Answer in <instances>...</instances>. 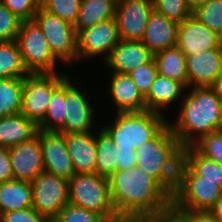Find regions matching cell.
<instances>
[{"label": "cell", "mask_w": 222, "mask_h": 222, "mask_svg": "<svg viewBox=\"0 0 222 222\" xmlns=\"http://www.w3.org/2000/svg\"><path fill=\"white\" fill-rule=\"evenodd\" d=\"M191 89L184 98L177 122H169L183 148L193 146L205 135L222 130V97L212 86Z\"/></svg>", "instance_id": "cell-2"}, {"label": "cell", "mask_w": 222, "mask_h": 222, "mask_svg": "<svg viewBox=\"0 0 222 222\" xmlns=\"http://www.w3.org/2000/svg\"><path fill=\"white\" fill-rule=\"evenodd\" d=\"M115 123L104 126L115 146L137 150L143 143L151 140L168 121L150 110L117 112Z\"/></svg>", "instance_id": "cell-4"}, {"label": "cell", "mask_w": 222, "mask_h": 222, "mask_svg": "<svg viewBox=\"0 0 222 222\" xmlns=\"http://www.w3.org/2000/svg\"><path fill=\"white\" fill-rule=\"evenodd\" d=\"M65 141L75 174L96 173V136L91 132L65 134Z\"/></svg>", "instance_id": "cell-20"}, {"label": "cell", "mask_w": 222, "mask_h": 222, "mask_svg": "<svg viewBox=\"0 0 222 222\" xmlns=\"http://www.w3.org/2000/svg\"><path fill=\"white\" fill-rule=\"evenodd\" d=\"M137 222H188V210L180 209L173 202Z\"/></svg>", "instance_id": "cell-39"}, {"label": "cell", "mask_w": 222, "mask_h": 222, "mask_svg": "<svg viewBox=\"0 0 222 222\" xmlns=\"http://www.w3.org/2000/svg\"><path fill=\"white\" fill-rule=\"evenodd\" d=\"M24 78L0 79V118L21 113Z\"/></svg>", "instance_id": "cell-28"}, {"label": "cell", "mask_w": 222, "mask_h": 222, "mask_svg": "<svg viewBox=\"0 0 222 222\" xmlns=\"http://www.w3.org/2000/svg\"><path fill=\"white\" fill-rule=\"evenodd\" d=\"M22 20L0 2V42L16 41Z\"/></svg>", "instance_id": "cell-38"}, {"label": "cell", "mask_w": 222, "mask_h": 222, "mask_svg": "<svg viewBox=\"0 0 222 222\" xmlns=\"http://www.w3.org/2000/svg\"><path fill=\"white\" fill-rule=\"evenodd\" d=\"M115 144L109 134L101 128L96 137V173L110 178L118 168Z\"/></svg>", "instance_id": "cell-29"}, {"label": "cell", "mask_w": 222, "mask_h": 222, "mask_svg": "<svg viewBox=\"0 0 222 222\" xmlns=\"http://www.w3.org/2000/svg\"><path fill=\"white\" fill-rule=\"evenodd\" d=\"M209 212L216 218L218 222H222V193L217 198L215 205L209 210Z\"/></svg>", "instance_id": "cell-45"}, {"label": "cell", "mask_w": 222, "mask_h": 222, "mask_svg": "<svg viewBox=\"0 0 222 222\" xmlns=\"http://www.w3.org/2000/svg\"><path fill=\"white\" fill-rule=\"evenodd\" d=\"M208 1L209 0H186L192 12L196 10L199 6L206 4Z\"/></svg>", "instance_id": "cell-46"}, {"label": "cell", "mask_w": 222, "mask_h": 222, "mask_svg": "<svg viewBox=\"0 0 222 222\" xmlns=\"http://www.w3.org/2000/svg\"><path fill=\"white\" fill-rule=\"evenodd\" d=\"M38 126L23 114L0 118V147L10 148L36 136Z\"/></svg>", "instance_id": "cell-22"}, {"label": "cell", "mask_w": 222, "mask_h": 222, "mask_svg": "<svg viewBox=\"0 0 222 222\" xmlns=\"http://www.w3.org/2000/svg\"><path fill=\"white\" fill-rule=\"evenodd\" d=\"M193 147L204 157L222 165V130L205 135Z\"/></svg>", "instance_id": "cell-35"}, {"label": "cell", "mask_w": 222, "mask_h": 222, "mask_svg": "<svg viewBox=\"0 0 222 222\" xmlns=\"http://www.w3.org/2000/svg\"><path fill=\"white\" fill-rule=\"evenodd\" d=\"M188 87L213 86L222 67V49L186 56Z\"/></svg>", "instance_id": "cell-17"}, {"label": "cell", "mask_w": 222, "mask_h": 222, "mask_svg": "<svg viewBox=\"0 0 222 222\" xmlns=\"http://www.w3.org/2000/svg\"><path fill=\"white\" fill-rule=\"evenodd\" d=\"M158 74L181 82L188 87L186 56L177 47H169L154 55Z\"/></svg>", "instance_id": "cell-26"}, {"label": "cell", "mask_w": 222, "mask_h": 222, "mask_svg": "<svg viewBox=\"0 0 222 222\" xmlns=\"http://www.w3.org/2000/svg\"><path fill=\"white\" fill-rule=\"evenodd\" d=\"M120 36L115 18L102 21L77 34V57H93L105 54L106 60L119 43Z\"/></svg>", "instance_id": "cell-11"}, {"label": "cell", "mask_w": 222, "mask_h": 222, "mask_svg": "<svg viewBox=\"0 0 222 222\" xmlns=\"http://www.w3.org/2000/svg\"><path fill=\"white\" fill-rule=\"evenodd\" d=\"M66 78V118L64 126L58 131L62 134L90 133L94 110L86 99V91L80 92Z\"/></svg>", "instance_id": "cell-15"}, {"label": "cell", "mask_w": 222, "mask_h": 222, "mask_svg": "<svg viewBox=\"0 0 222 222\" xmlns=\"http://www.w3.org/2000/svg\"><path fill=\"white\" fill-rule=\"evenodd\" d=\"M0 222H50L32 207L2 213Z\"/></svg>", "instance_id": "cell-41"}, {"label": "cell", "mask_w": 222, "mask_h": 222, "mask_svg": "<svg viewBox=\"0 0 222 222\" xmlns=\"http://www.w3.org/2000/svg\"><path fill=\"white\" fill-rule=\"evenodd\" d=\"M178 27L179 23L153 10L141 41L155 55L177 45Z\"/></svg>", "instance_id": "cell-19"}, {"label": "cell", "mask_w": 222, "mask_h": 222, "mask_svg": "<svg viewBox=\"0 0 222 222\" xmlns=\"http://www.w3.org/2000/svg\"><path fill=\"white\" fill-rule=\"evenodd\" d=\"M153 10V0H118L115 19L120 39L141 41Z\"/></svg>", "instance_id": "cell-12"}, {"label": "cell", "mask_w": 222, "mask_h": 222, "mask_svg": "<svg viewBox=\"0 0 222 222\" xmlns=\"http://www.w3.org/2000/svg\"><path fill=\"white\" fill-rule=\"evenodd\" d=\"M184 88L186 87L181 82L158 74L144 97L146 110L160 113V108L176 101Z\"/></svg>", "instance_id": "cell-23"}, {"label": "cell", "mask_w": 222, "mask_h": 222, "mask_svg": "<svg viewBox=\"0 0 222 222\" xmlns=\"http://www.w3.org/2000/svg\"><path fill=\"white\" fill-rule=\"evenodd\" d=\"M0 206L3 213L31 208V183L15 179L0 183Z\"/></svg>", "instance_id": "cell-25"}, {"label": "cell", "mask_w": 222, "mask_h": 222, "mask_svg": "<svg viewBox=\"0 0 222 222\" xmlns=\"http://www.w3.org/2000/svg\"><path fill=\"white\" fill-rule=\"evenodd\" d=\"M183 161L201 180L220 181L222 187V165L204 157L193 146L183 148Z\"/></svg>", "instance_id": "cell-31"}, {"label": "cell", "mask_w": 222, "mask_h": 222, "mask_svg": "<svg viewBox=\"0 0 222 222\" xmlns=\"http://www.w3.org/2000/svg\"><path fill=\"white\" fill-rule=\"evenodd\" d=\"M137 167L153 176L171 195L175 193L183 147L169 122L149 141L137 148Z\"/></svg>", "instance_id": "cell-3"}, {"label": "cell", "mask_w": 222, "mask_h": 222, "mask_svg": "<svg viewBox=\"0 0 222 222\" xmlns=\"http://www.w3.org/2000/svg\"><path fill=\"white\" fill-rule=\"evenodd\" d=\"M193 15L222 37V0H209L193 11Z\"/></svg>", "instance_id": "cell-32"}, {"label": "cell", "mask_w": 222, "mask_h": 222, "mask_svg": "<svg viewBox=\"0 0 222 222\" xmlns=\"http://www.w3.org/2000/svg\"><path fill=\"white\" fill-rule=\"evenodd\" d=\"M66 118V79L54 90L44 119L37 125L43 131H59Z\"/></svg>", "instance_id": "cell-27"}, {"label": "cell", "mask_w": 222, "mask_h": 222, "mask_svg": "<svg viewBox=\"0 0 222 222\" xmlns=\"http://www.w3.org/2000/svg\"><path fill=\"white\" fill-rule=\"evenodd\" d=\"M2 209H1V206H0V220H1V217H2Z\"/></svg>", "instance_id": "cell-48"}, {"label": "cell", "mask_w": 222, "mask_h": 222, "mask_svg": "<svg viewBox=\"0 0 222 222\" xmlns=\"http://www.w3.org/2000/svg\"><path fill=\"white\" fill-rule=\"evenodd\" d=\"M153 6L156 12L177 23L193 15L186 0H153Z\"/></svg>", "instance_id": "cell-34"}, {"label": "cell", "mask_w": 222, "mask_h": 222, "mask_svg": "<svg viewBox=\"0 0 222 222\" xmlns=\"http://www.w3.org/2000/svg\"><path fill=\"white\" fill-rule=\"evenodd\" d=\"M82 0H40V6L47 12L59 16L75 26Z\"/></svg>", "instance_id": "cell-33"}, {"label": "cell", "mask_w": 222, "mask_h": 222, "mask_svg": "<svg viewBox=\"0 0 222 222\" xmlns=\"http://www.w3.org/2000/svg\"><path fill=\"white\" fill-rule=\"evenodd\" d=\"M15 180L32 182L44 171L42 147L36 135L31 140L9 148Z\"/></svg>", "instance_id": "cell-16"}, {"label": "cell", "mask_w": 222, "mask_h": 222, "mask_svg": "<svg viewBox=\"0 0 222 222\" xmlns=\"http://www.w3.org/2000/svg\"><path fill=\"white\" fill-rule=\"evenodd\" d=\"M32 208L52 221L69 204V180L42 171L32 182Z\"/></svg>", "instance_id": "cell-9"}, {"label": "cell", "mask_w": 222, "mask_h": 222, "mask_svg": "<svg viewBox=\"0 0 222 222\" xmlns=\"http://www.w3.org/2000/svg\"><path fill=\"white\" fill-rule=\"evenodd\" d=\"M28 74L17 42H0V79L24 78Z\"/></svg>", "instance_id": "cell-30"}, {"label": "cell", "mask_w": 222, "mask_h": 222, "mask_svg": "<svg viewBox=\"0 0 222 222\" xmlns=\"http://www.w3.org/2000/svg\"><path fill=\"white\" fill-rule=\"evenodd\" d=\"M16 42L29 74L56 73L57 58L51 52L42 29L34 19L22 21Z\"/></svg>", "instance_id": "cell-7"}, {"label": "cell", "mask_w": 222, "mask_h": 222, "mask_svg": "<svg viewBox=\"0 0 222 222\" xmlns=\"http://www.w3.org/2000/svg\"><path fill=\"white\" fill-rule=\"evenodd\" d=\"M112 101L118 112H133L146 110L145 98L128 74L114 73L111 79Z\"/></svg>", "instance_id": "cell-21"}, {"label": "cell", "mask_w": 222, "mask_h": 222, "mask_svg": "<svg viewBox=\"0 0 222 222\" xmlns=\"http://www.w3.org/2000/svg\"><path fill=\"white\" fill-rule=\"evenodd\" d=\"M216 92L222 97V67L221 70L217 76L216 82L212 86Z\"/></svg>", "instance_id": "cell-47"}, {"label": "cell", "mask_w": 222, "mask_h": 222, "mask_svg": "<svg viewBox=\"0 0 222 222\" xmlns=\"http://www.w3.org/2000/svg\"><path fill=\"white\" fill-rule=\"evenodd\" d=\"M128 75L138 87L141 95L145 97L148 94L151 84L158 76V69L154 58L150 62L135 68Z\"/></svg>", "instance_id": "cell-36"}, {"label": "cell", "mask_w": 222, "mask_h": 222, "mask_svg": "<svg viewBox=\"0 0 222 222\" xmlns=\"http://www.w3.org/2000/svg\"><path fill=\"white\" fill-rule=\"evenodd\" d=\"M51 222H108L103 216L84 208L67 204Z\"/></svg>", "instance_id": "cell-37"}, {"label": "cell", "mask_w": 222, "mask_h": 222, "mask_svg": "<svg viewBox=\"0 0 222 222\" xmlns=\"http://www.w3.org/2000/svg\"><path fill=\"white\" fill-rule=\"evenodd\" d=\"M153 58L154 54L142 41L120 40L105 62L114 73L128 74Z\"/></svg>", "instance_id": "cell-18"}, {"label": "cell", "mask_w": 222, "mask_h": 222, "mask_svg": "<svg viewBox=\"0 0 222 222\" xmlns=\"http://www.w3.org/2000/svg\"><path fill=\"white\" fill-rule=\"evenodd\" d=\"M22 21L33 20L40 7V0H0Z\"/></svg>", "instance_id": "cell-40"}, {"label": "cell", "mask_w": 222, "mask_h": 222, "mask_svg": "<svg viewBox=\"0 0 222 222\" xmlns=\"http://www.w3.org/2000/svg\"><path fill=\"white\" fill-rule=\"evenodd\" d=\"M222 193L220 181L201 180L183 160L172 202L180 209L209 211Z\"/></svg>", "instance_id": "cell-6"}, {"label": "cell", "mask_w": 222, "mask_h": 222, "mask_svg": "<svg viewBox=\"0 0 222 222\" xmlns=\"http://www.w3.org/2000/svg\"><path fill=\"white\" fill-rule=\"evenodd\" d=\"M67 77L58 73H36L24 77L21 114L38 125L44 119L54 90Z\"/></svg>", "instance_id": "cell-8"}, {"label": "cell", "mask_w": 222, "mask_h": 222, "mask_svg": "<svg viewBox=\"0 0 222 222\" xmlns=\"http://www.w3.org/2000/svg\"><path fill=\"white\" fill-rule=\"evenodd\" d=\"M69 204L95 212L108 222H123L114 211L109 180L97 173L75 174L69 179Z\"/></svg>", "instance_id": "cell-5"}, {"label": "cell", "mask_w": 222, "mask_h": 222, "mask_svg": "<svg viewBox=\"0 0 222 222\" xmlns=\"http://www.w3.org/2000/svg\"><path fill=\"white\" fill-rule=\"evenodd\" d=\"M188 222H218L209 211L188 210Z\"/></svg>", "instance_id": "cell-44"}, {"label": "cell", "mask_w": 222, "mask_h": 222, "mask_svg": "<svg viewBox=\"0 0 222 222\" xmlns=\"http://www.w3.org/2000/svg\"><path fill=\"white\" fill-rule=\"evenodd\" d=\"M117 2L118 0H82L74 26L76 34L97 23L115 18Z\"/></svg>", "instance_id": "cell-24"}, {"label": "cell", "mask_w": 222, "mask_h": 222, "mask_svg": "<svg viewBox=\"0 0 222 222\" xmlns=\"http://www.w3.org/2000/svg\"><path fill=\"white\" fill-rule=\"evenodd\" d=\"M118 168L117 171L136 167L138 164L137 152L135 149H125L115 146Z\"/></svg>", "instance_id": "cell-42"}, {"label": "cell", "mask_w": 222, "mask_h": 222, "mask_svg": "<svg viewBox=\"0 0 222 222\" xmlns=\"http://www.w3.org/2000/svg\"><path fill=\"white\" fill-rule=\"evenodd\" d=\"M14 180L9 148L0 147V183Z\"/></svg>", "instance_id": "cell-43"}, {"label": "cell", "mask_w": 222, "mask_h": 222, "mask_svg": "<svg viewBox=\"0 0 222 222\" xmlns=\"http://www.w3.org/2000/svg\"><path fill=\"white\" fill-rule=\"evenodd\" d=\"M36 135L42 147L44 171L68 180L75 175L72 160L67 151L65 134L38 129Z\"/></svg>", "instance_id": "cell-13"}, {"label": "cell", "mask_w": 222, "mask_h": 222, "mask_svg": "<svg viewBox=\"0 0 222 222\" xmlns=\"http://www.w3.org/2000/svg\"><path fill=\"white\" fill-rule=\"evenodd\" d=\"M176 46L188 56L205 50L222 49V37L192 15L179 23Z\"/></svg>", "instance_id": "cell-14"}, {"label": "cell", "mask_w": 222, "mask_h": 222, "mask_svg": "<svg viewBox=\"0 0 222 222\" xmlns=\"http://www.w3.org/2000/svg\"><path fill=\"white\" fill-rule=\"evenodd\" d=\"M34 20L42 29L54 56L66 62L78 61L77 34L72 24L53 15L41 6L37 10Z\"/></svg>", "instance_id": "cell-10"}, {"label": "cell", "mask_w": 222, "mask_h": 222, "mask_svg": "<svg viewBox=\"0 0 222 222\" xmlns=\"http://www.w3.org/2000/svg\"><path fill=\"white\" fill-rule=\"evenodd\" d=\"M108 180L114 211L123 222H137L172 202V195L142 167L116 171Z\"/></svg>", "instance_id": "cell-1"}]
</instances>
